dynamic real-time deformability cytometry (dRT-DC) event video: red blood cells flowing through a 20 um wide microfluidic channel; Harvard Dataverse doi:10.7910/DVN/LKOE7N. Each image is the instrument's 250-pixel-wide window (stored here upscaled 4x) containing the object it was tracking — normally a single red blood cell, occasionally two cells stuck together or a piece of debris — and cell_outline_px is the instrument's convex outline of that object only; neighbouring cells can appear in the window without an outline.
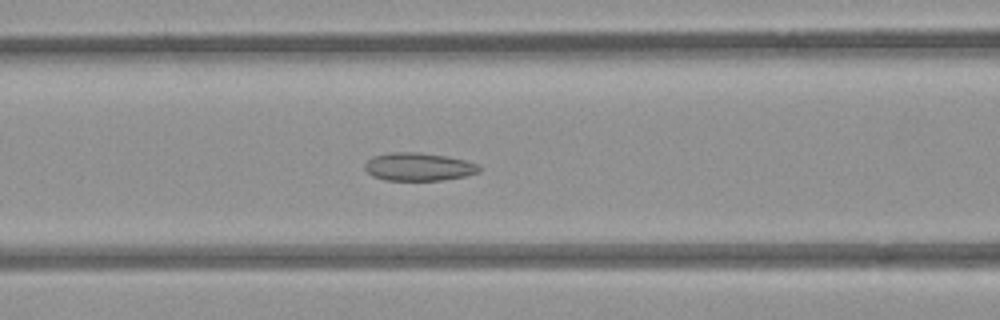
{"species": "common noctule bat (a hibernating species)", "species_latin": "Nyctalus noctula", "temperature_condition": "room temperature", "stored_images_in_passage": 53, "camera_frame_rate_fps": 3000, "um_per_image_px": 0.085, "animal": {"sex": "female", "body_mass_g": 21.9}, "frame": {"image": 1, "passage_image": 22, "time_ms": 7.0, "image_size_px": [1000, 320], "cell_outline_px": [[480, 172], [464, 176], [440, 180], [384, 180], [372, 176], [364, 168], [364, 164], [372, 156], [388, 152], [420, 152], [448, 156], [464, 160], [476, 164], [480, 168]], "centroid_in_image_um": [35.53, 14.16], "position_along_channel_um": 131.1, "area_um2": 18.73}}
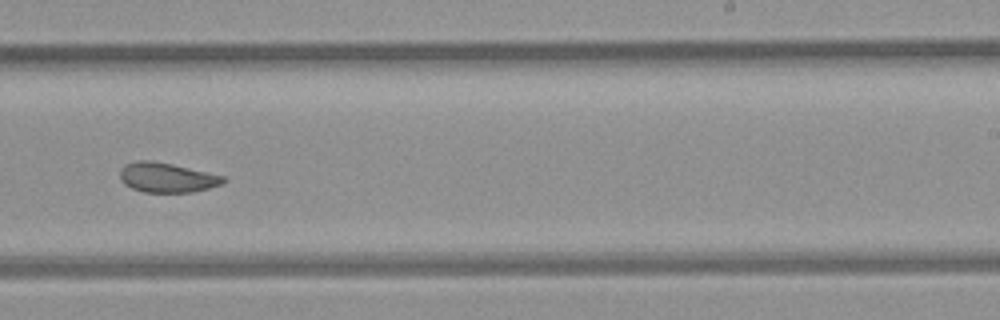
{"frame": {"image": 2, "passage_image": 33, "time_ms": 10.667, "image_size_px": [1000, 320], "cell_outline_px": [[228, 180], [224, 184], [192, 192], [144, 192], [132, 188], [124, 184], [120, 180], [120, 168], [124, 164], [136, 160], [152, 160], [172, 164], [224, 176]], "centroid_in_image_um": [14.17, 15.08], "position_along_channel_um": 274.8, "area_um2": 18.03}}
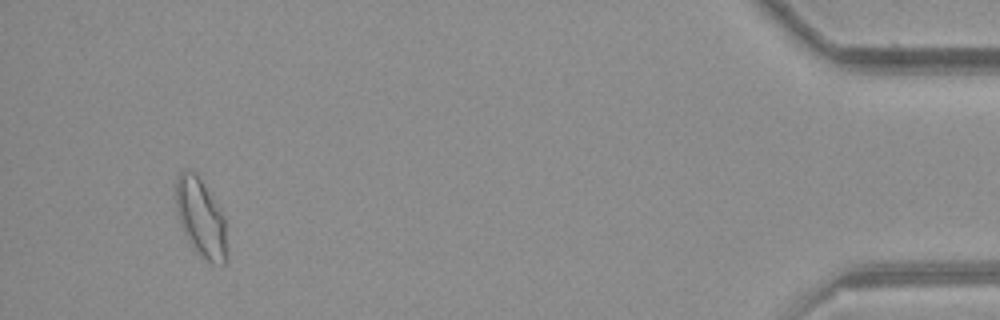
{"frame": {"image": 3, "passage_image": 50, "time_ms": 16.333, "image_size_px": [1000, 320], "cell_outline_px": [[228, 260], [224, 264], [212, 264], [200, 256], [192, 248], [180, 224], [176, 208], [176, 180], [180, 172], [184, 168], [196, 172], [224, 216], [228, 248]], "centroid_in_image_um": [17.09, 18.56], "position_along_channel_um": 418.1, "area_um2": 23.58}, "authors_computed_cell_mechanics": {"area_um2": 19.9988, "velocity_mm_per_s": 3.9255, "shape_relaxation_time_tau1_ms": null, "shape_relaxation_time_tau2_ms": 1.5966, "deformation_change_tau1": null, "deformation_change_tau2": 0.0715}}